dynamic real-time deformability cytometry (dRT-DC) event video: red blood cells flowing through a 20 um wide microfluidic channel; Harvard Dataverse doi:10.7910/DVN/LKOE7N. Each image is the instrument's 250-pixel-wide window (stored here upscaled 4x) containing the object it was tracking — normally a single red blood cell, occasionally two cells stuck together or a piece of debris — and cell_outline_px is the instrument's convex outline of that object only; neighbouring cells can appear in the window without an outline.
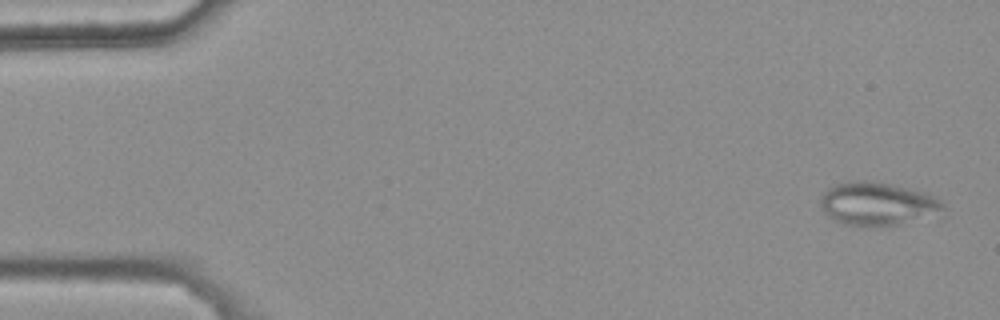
{"species": "common noctule bat (a hibernating species)", "species_latin": "Nyctalus noctula", "temperature_condition": "warm", "stored_images_in_passage": 47, "camera_frame_rate_fps": 3000, "um_per_image_px": 0.085, "animal": {"sex": "female", "body_mass_g": 25.1}, "frame": {"image": 1, "passage_image": 2, "time_ms": 0.333, "image_size_px": [1000, 320], "cell_outline_px": [[948, 216], [880, 228], [844, 224], [828, 216], [820, 208], [820, 200], [824, 192], [828, 188], [836, 184], [848, 180], [864, 180], [888, 184], [928, 192], [936, 196], [944, 204]], "centroid_in_image_um": [74.73, 17.37], "position_along_channel_um": 10.3, "area_um2": 32.31}}
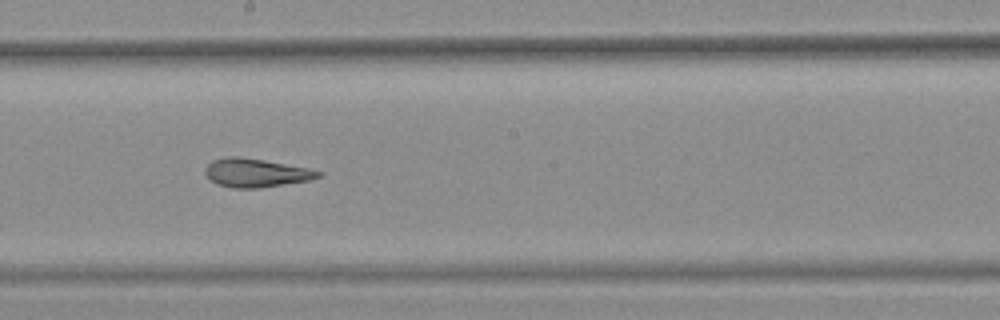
{"frame": {"image": 2, "passage_image": 30, "time_ms": 9.667, "image_size_px": [1000, 320], "cell_outline_px": [[324, 172], [320, 176], [308, 180], [260, 188], [232, 188], [216, 184], [204, 172], [204, 168], [212, 160], [228, 156], [236, 156], [264, 160], [308, 168]], "centroid_in_image_um": [21.72, 14.69], "position_along_channel_um": 226.5, "area_um2": 18.73}}
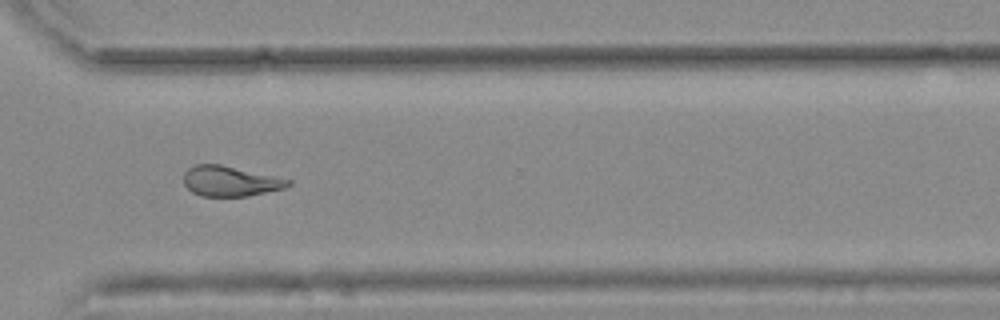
{"frame": {"image": 3, "passage_image": 40, "time_ms": 13.0, "image_size_px": [1000, 320], "cell_outline_px": [[292, 184], [284, 188], [248, 196], [200, 196], [192, 192], [184, 184], [184, 172], [188, 168], [196, 164], [220, 164], [292, 180]], "centroid_in_image_um": [19.55, 15.4], "position_along_channel_um": 351.0, "area_um2": 18.32}, "authors_computed_cell_mechanics": {"area_um2": 19.7098, "velocity_mm_per_s": 3.728, "shape_relaxation_time_tau1_ms": null, "shape_relaxation_time_tau2_ms": 2.4336, "deformation_change_tau1": null, "deformation_change_tau2": 0.0975}}